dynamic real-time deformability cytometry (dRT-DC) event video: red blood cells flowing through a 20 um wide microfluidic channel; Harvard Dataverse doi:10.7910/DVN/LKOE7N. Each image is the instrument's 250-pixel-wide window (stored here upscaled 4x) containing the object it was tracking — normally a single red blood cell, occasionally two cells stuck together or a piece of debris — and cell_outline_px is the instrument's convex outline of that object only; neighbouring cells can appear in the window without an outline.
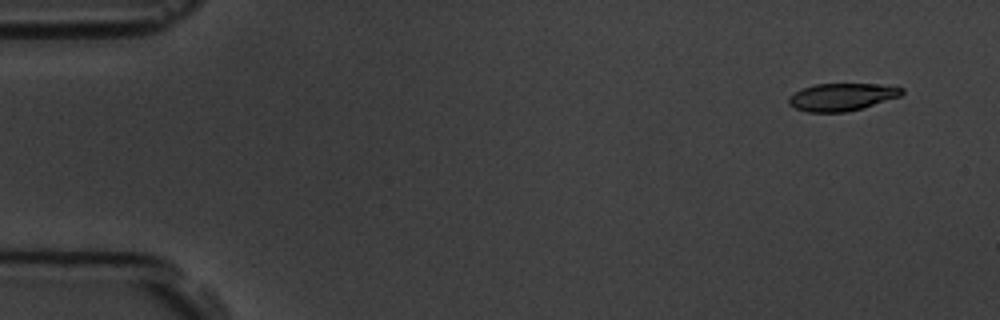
{"species": "common noctule bat (a hibernating species)", "species_latin": "Nyctalus noctula", "temperature_condition": "room temperature", "stored_images_in_passage": 8, "camera_frame_rate_fps": 3000, "um_per_image_px": 0.085, "animal": {"sex": "male", "body_mass_g": 19.5, "forearm_length_mm": 54.6}, "frame": {"image": 1, "passage_image": 1, "time_ms": 0.0, "image_size_px": [1000, 320], "cell_outline_px": [[904, 92], [900, 96], [860, 108], [844, 112], [808, 112], [796, 108], [788, 104], [788, 96], [804, 88], [816, 84], [880, 84], [904, 88]], "centroid_in_image_um": [71.54, 8.23], "position_along_channel_um": 13.5, "area_um2": 17.86}}
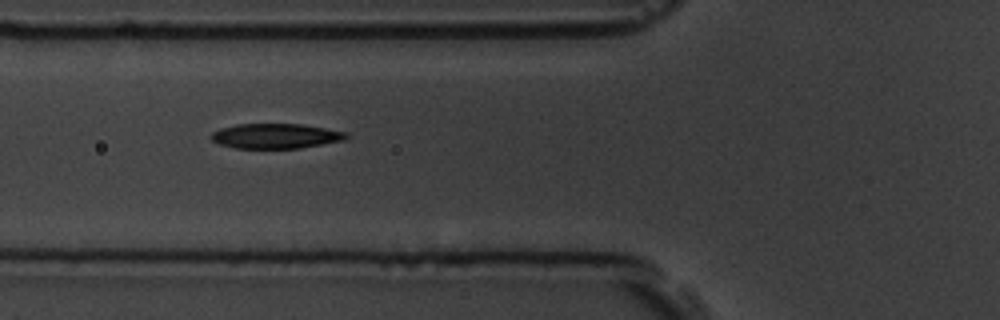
{"frame": {"image": 2, "passage_image": 6, "time_ms": 5.667, "image_size_px": [1000, 320], "cell_outline_px": [[348, 136], [344, 140], [300, 148], [236, 148], [220, 144], [212, 140], [208, 136], [212, 132], [220, 128], [236, 124], [300, 124], [348, 132]], "centroid_in_image_um": [23.4, 11.56], "position_along_channel_um": 102.4, "area_um2": 19.59}}
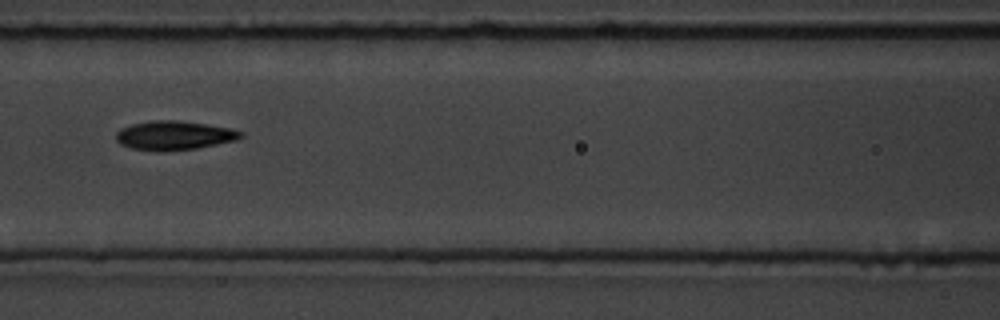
{"frame": {"image": 3, "passage_image": 7, "time_ms": 7.0, "image_size_px": [1000, 320], "cell_outline_px": [[244, 136], [236, 140], [196, 148], [160, 152], [132, 148], [120, 144], [116, 140], [116, 132], [120, 128], [132, 124], [152, 120], [176, 120], [204, 124], [228, 128], [244, 132]], "centroid_in_image_um": [14.77, 11.51], "position_along_channel_um": 151.8, "area_um2": 21.04}}